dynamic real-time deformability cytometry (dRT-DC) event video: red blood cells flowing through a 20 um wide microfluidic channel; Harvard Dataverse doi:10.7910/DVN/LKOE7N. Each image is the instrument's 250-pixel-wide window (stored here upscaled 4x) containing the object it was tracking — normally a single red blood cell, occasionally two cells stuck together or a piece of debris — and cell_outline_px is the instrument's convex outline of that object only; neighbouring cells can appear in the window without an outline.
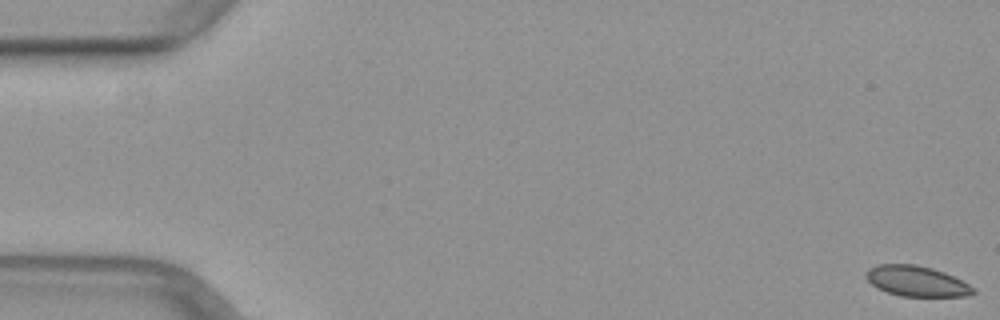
{"species": "common noctule bat (a hibernating species)", "species_latin": "Nyctalus noctula", "temperature_condition": "warm", "stored_images_in_passage": 14, "camera_frame_rate_fps": 3000, "um_per_image_px": 0.085, "animal": {"sex": "female", "body_mass_g": 29.2, "forearm_length_mm": 56.3}, "frame": {"image": 1, "passage_image": 1, "time_ms": 0.0, "image_size_px": [1000, 320], "cell_outline_px": [[976, 292], [968, 296], [900, 296], [876, 288], [864, 276], [868, 268], [876, 264], [916, 264], [932, 268], [944, 272], [976, 288]], "centroid_in_image_um": [77.89, 23.89], "position_along_channel_um": 7.1, "area_um2": 19.07}}
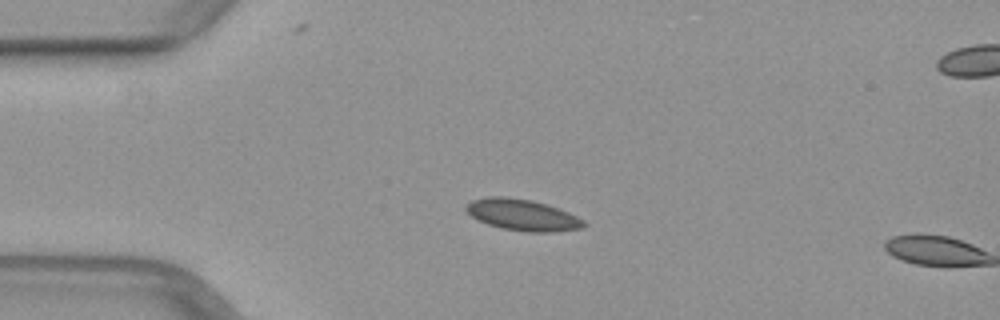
{"frame": {"image": 2, "passage_image": 13, "time_ms": 4.0, "image_size_px": [1000, 320], "cell_outline_px": [[588, 224], [584, 228], [552, 232], [528, 232], [500, 228], [476, 220], [464, 208], [472, 200], [488, 196], [504, 196], [532, 200], [548, 204], [568, 212], [584, 220]], "centroid_in_image_um": [44.43, 18.27], "position_along_channel_um": 40.6, "area_um2": 21.68}}